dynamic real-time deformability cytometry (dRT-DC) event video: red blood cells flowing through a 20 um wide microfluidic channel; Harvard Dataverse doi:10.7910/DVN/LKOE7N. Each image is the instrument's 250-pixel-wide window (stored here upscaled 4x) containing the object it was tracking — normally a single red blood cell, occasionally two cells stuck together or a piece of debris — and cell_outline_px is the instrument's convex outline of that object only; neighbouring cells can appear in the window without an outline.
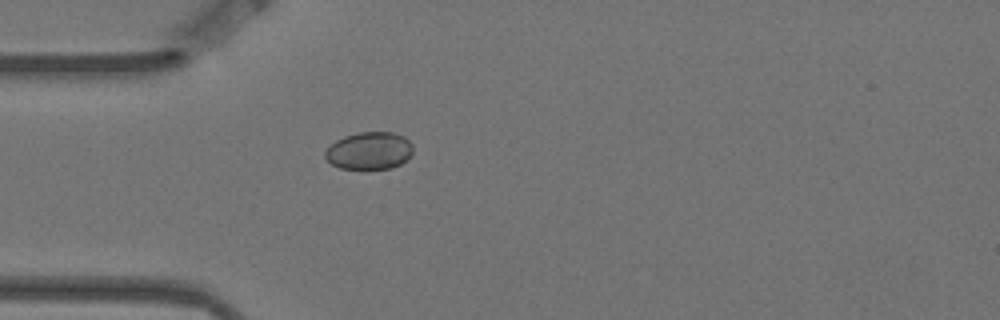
{"species": "Egyptian fruit bat (a non-hibernating species)", "species_latin": "Rousettus aegyptiacus", "temperature_condition": "warm", "stored_images_in_passage": 1, "camera_frame_rate_fps": 3000, "um_per_image_px": 0.085, "animal": {"sex": "female"}, "frame": {"image": 1, "passage_image": 1, "time_ms": 0.0, "image_size_px": [1000, 320], "cell_outline_px": [[412, 152], [400, 164], [392, 168], [364, 172], [340, 168], [332, 164], [324, 156], [324, 152], [336, 140], [344, 136], [360, 132], [392, 132], [404, 136], [412, 144]], "centroid_in_image_um": [31.37, 12.86], "position_along_channel_um": 53.6, "area_um2": 19.65}}